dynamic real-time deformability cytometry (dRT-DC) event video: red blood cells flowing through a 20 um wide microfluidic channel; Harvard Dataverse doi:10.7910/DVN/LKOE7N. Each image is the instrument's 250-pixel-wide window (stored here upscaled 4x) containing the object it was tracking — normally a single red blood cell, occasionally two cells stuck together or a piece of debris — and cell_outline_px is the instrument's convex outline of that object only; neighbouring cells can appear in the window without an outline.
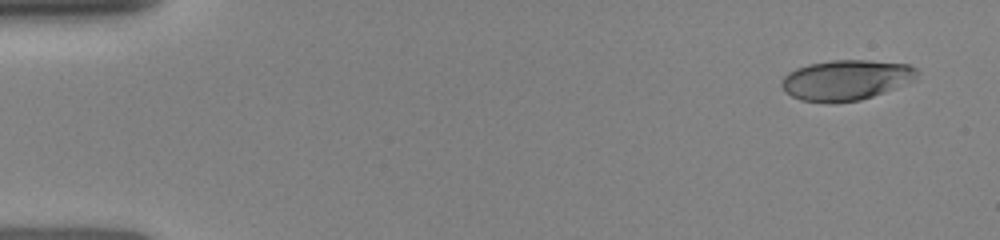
{"species": "human", "species_latin": "Homo sapiens", "temperature_condition": "room temperature", "stored_images_in_passage": 15, "camera_frame_rate_fps": 3000, "um_per_image_px": 0.085, "donor": {"sex": "female"}, "frame": {"image": 1, "passage_image": 1, "time_ms": 0.0, "image_size_px": [1000, 240], "cell_outline_px": [[916, 80], [884, 92], [860, 100], [800, 100], [784, 92], [780, 84], [780, 80], [788, 72], [796, 68], [808, 64], [832, 60], [868, 60], [908, 64], [916, 68]], "centroid_in_image_um": [71.9, 6.76], "position_along_channel_um": 13.1, "area_um2": 31.27}}
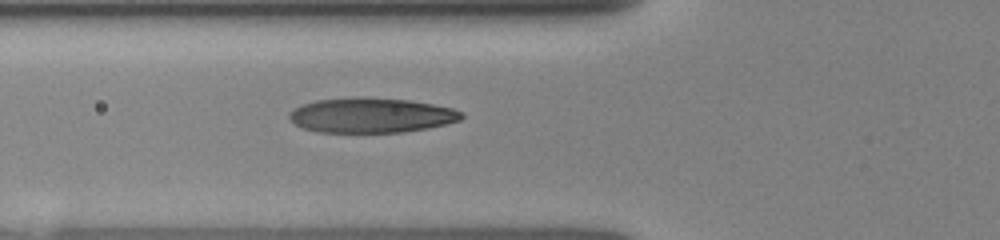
{"frame": {"image": 2, "passage_image": 13, "time_ms": 5.0, "image_size_px": [1000, 240], "cell_outline_px": [[464, 116], [460, 120], [428, 128], [404, 132], [320, 132], [304, 128], [296, 124], [288, 116], [288, 112], [304, 104], [316, 100], [360, 96], [408, 100], [432, 104], [452, 108], [460, 112]], "centroid_in_image_um": [31.55, 9.79], "position_along_channel_um": 94.3, "area_um2": 34.85}}
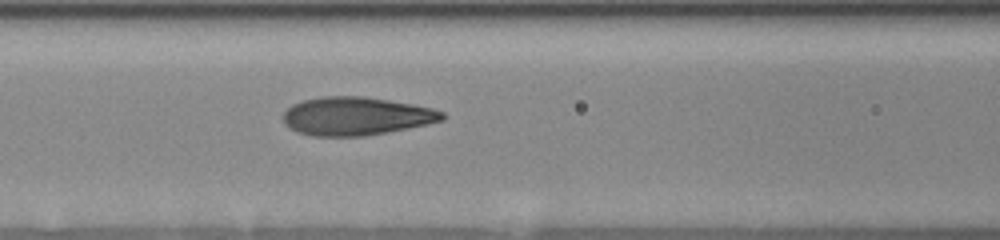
{"frame": {"image": 3, "passage_image": 15, "time_ms": 6.0, "image_size_px": [1000, 240], "cell_outline_px": [[444, 120], [428, 124], [388, 132], [364, 136], [312, 136], [296, 132], [288, 128], [284, 124], [284, 112], [292, 104], [304, 100], [320, 96], [364, 96], [412, 104], [432, 108], [444, 112]], "centroid_in_image_um": [30.25, 9.87], "position_along_channel_um": 136.3, "area_um2": 35.6}}